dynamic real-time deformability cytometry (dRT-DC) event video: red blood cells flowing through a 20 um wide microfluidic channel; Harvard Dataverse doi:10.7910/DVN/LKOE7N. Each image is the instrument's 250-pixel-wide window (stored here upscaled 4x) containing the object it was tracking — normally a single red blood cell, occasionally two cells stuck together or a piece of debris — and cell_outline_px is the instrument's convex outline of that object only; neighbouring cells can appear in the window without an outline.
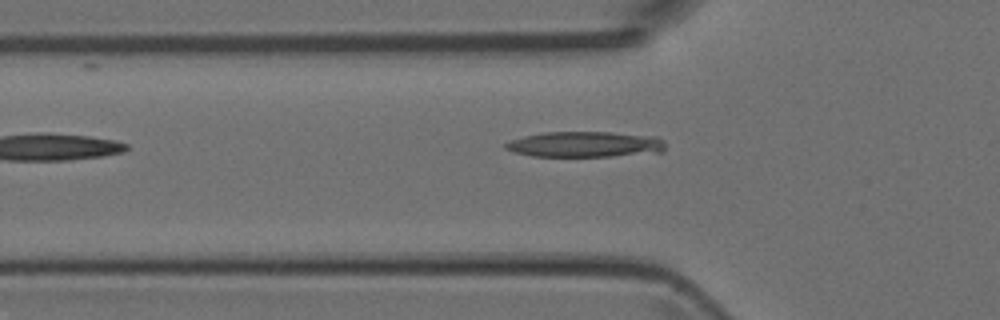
{"species": "Egyptian fruit bat (a non-hibernating species)", "species_latin": "Rousettus aegyptiacus", "temperature_condition": "room temperature", "stored_images_in_passage": 4, "camera_frame_rate_fps": 3000, "um_per_image_px": 0.085, "animal": {"sex": "female"}, "frame": {"image": 1, "passage_image": 2, "time_ms": 1.333, "image_size_px": [1000, 320], "cell_outline_px": [[664, 152], [612, 156], [532, 156], [516, 152], [504, 148], [504, 144], [512, 140], [524, 136], [544, 132], [608, 132], [656, 136], [664, 140]], "centroid_in_image_um": [49.77, 12.27], "position_along_channel_um": 76.0, "area_um2": 23.81}}
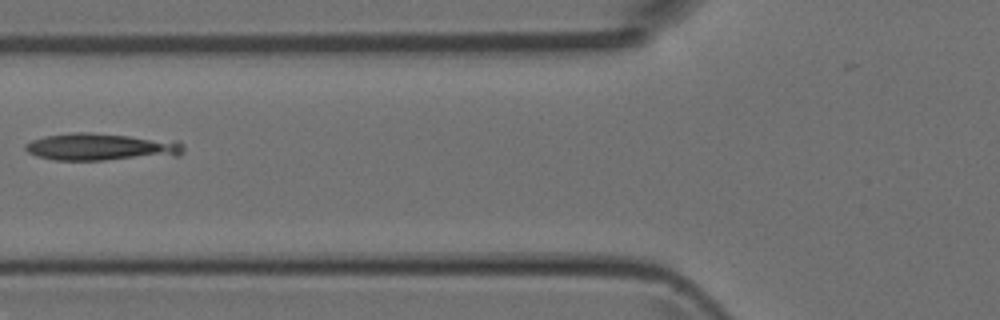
{"frame": {"image": 2, "passage_image": 3, "time_ms": 2.333, "image_size_px": [1000, 320], "cell_outline_px": [[184, 152], [180, 156], [104, 160], [56, 160], [36, 156], [28, 152], [24, 148], [24, 144], [32, 140], [44, 136], [72, 132], [88, 132], [180, 140], [184, 144]], "centroid_in_image_um": [8.68, 12.49], "position_along_channel_um": 117.1, "area_um2": 25.72}}
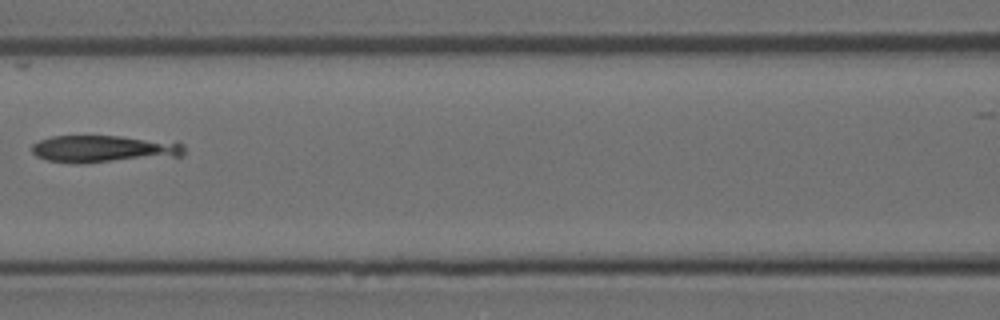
{"frame": {"image": 3, "passage_image": 4, "time_ms": 3.333, "image_size_px": [1000, 320], "cell_outline_px": [[184, 152], [180, 156], [112, 160], [48, 160], [36, 156], [32, 152], [32, 144], [40, 140], [52, 136], [120, 136], [176, 140], [184, 144]], "centroid_in_image_um": [8.94, 12.58], "position_along_channel_um": 157.7, "area_um2": 23.18}}